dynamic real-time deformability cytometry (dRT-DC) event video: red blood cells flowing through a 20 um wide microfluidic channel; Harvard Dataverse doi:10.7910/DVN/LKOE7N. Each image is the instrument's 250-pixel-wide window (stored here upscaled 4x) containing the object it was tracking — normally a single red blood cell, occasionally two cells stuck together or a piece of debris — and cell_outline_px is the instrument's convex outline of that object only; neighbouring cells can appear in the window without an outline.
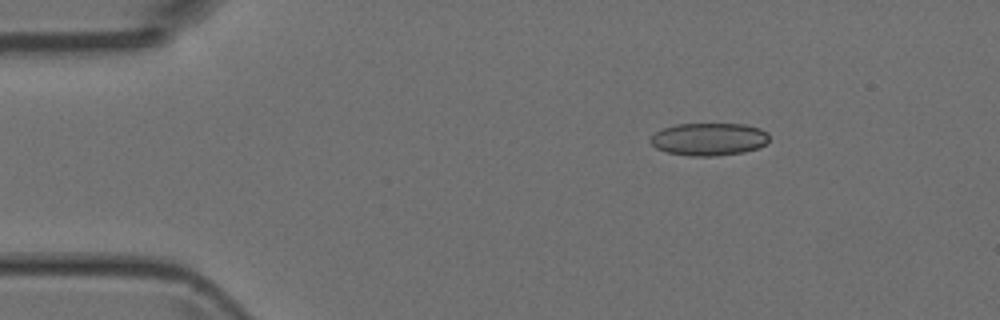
{"species": "Egyptian fruit bat (a non-hibernating species)", "species_latin": "Rousettus aegyptiacus", "temperature_condition": "room temperature", "stored_images_in_passage": 3, "camera_frame_rate_fps": 3000, "um_per_image_px": 0.085, "animal": {"sex": "female"}, "frame": {"image": 1, "passage_image": 1, "time_ms": 0.0, "image_size_px": [1000, 320], "cell_outline_px": [[768, 140], [760, 148], [744, 152], [716, 156], [692, 156], [668, 152], [656, 148], [648, 140], [656, 132], [664, 128], [676, 124], [744, 124], [760, 128], [768, 132]], "centroid_in_image_um": [60.28, 11.83], "position_along_channel_um": 24.7, "area_um2": 22.6}}
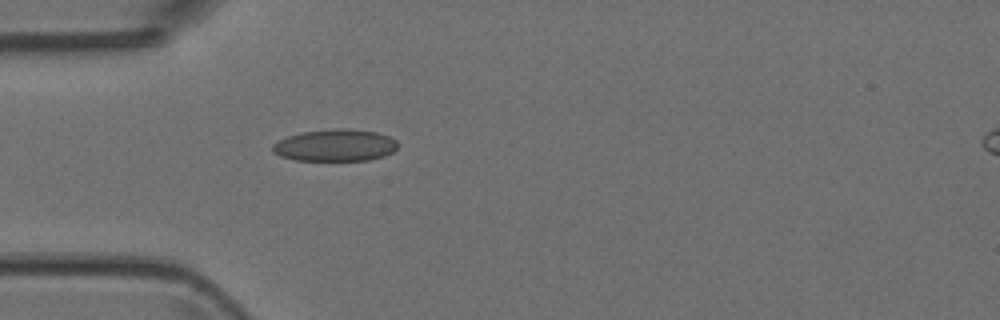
{"frame": {"image": 2, "passage_image": 3, "time_ms": 2.333, "image_size_px": [1000, 320], "cell_outline_px": [[396, 148], [392, 152], [384, 156], [368, 160], [296, 160], [280, 156], [272, 152], [272, 144], [288, 136], [304, 132], [340, 128], [348, 128], [376, 132], [388, 136], [396, 140]], "centroid_in_image_um": [28.48, 12.35], "position_along_channel_um": 56.5, "area_um2": 23.12}}